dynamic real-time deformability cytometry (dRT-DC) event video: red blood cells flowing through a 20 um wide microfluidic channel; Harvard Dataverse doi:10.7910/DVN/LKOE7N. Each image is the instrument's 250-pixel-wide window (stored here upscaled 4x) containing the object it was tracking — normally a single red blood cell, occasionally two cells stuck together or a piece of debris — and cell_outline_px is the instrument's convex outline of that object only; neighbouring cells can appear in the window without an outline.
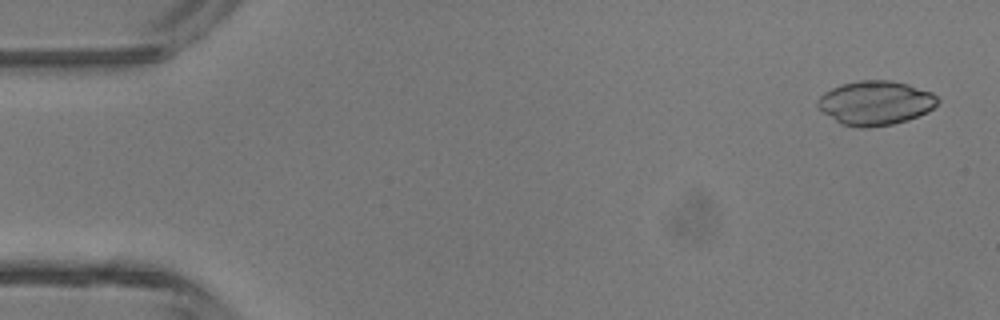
{"species": "common noctule bat (a hibernating species)", "species_latin": "Nyctalus noctula", "temperature_condition": "room temperature", "stored_images_in_passage": 8, "camera_frame_rate_fps": 3000, "um_per_image_px": 0.085, "animal": {"sex": "male", "body_mass_g": 13.3}, "frame": {"image": 1, "passage_image": 1, "time_ms": 0.0, "image_size_px": [1000, 320], "cell_outline_px": [[940, 100], [928, 112], [908, 120], [892, 124], [868, 128], [860, 128], [840, 124], [816, 108], [816, 100], [824, 92], [840, 84], [860, 80], [888, 80], [908, 84], [932, 92]], "centroid_in_image_um": [74.38, 8.75], "position_along_channel_um": 10.6, "area_um2": 31.21}}